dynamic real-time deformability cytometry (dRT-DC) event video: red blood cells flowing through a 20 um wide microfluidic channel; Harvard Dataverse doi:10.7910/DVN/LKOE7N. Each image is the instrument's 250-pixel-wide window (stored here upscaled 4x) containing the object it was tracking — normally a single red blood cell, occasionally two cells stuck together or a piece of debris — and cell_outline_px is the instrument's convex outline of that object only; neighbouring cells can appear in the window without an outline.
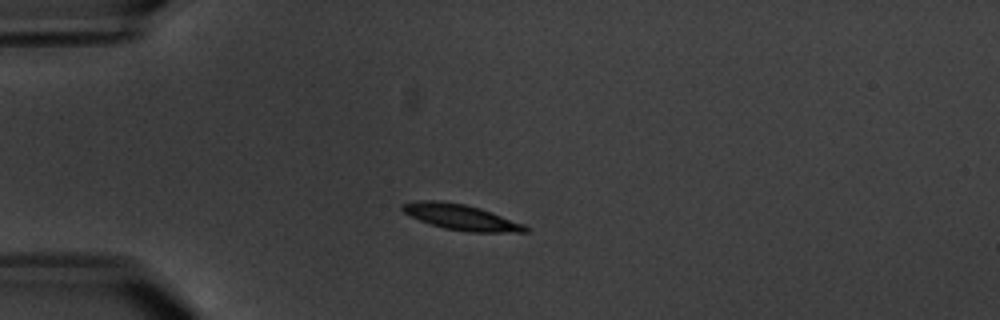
{"species": "common noctule bat (a hibernating species)", "species_latin": "Nyctalus noctula", "temperature_condition": "warm", "stored_images_in_passage": 7, "camera_frame_rate_fps": 3000, "um_per_image_px": 0.085, "animal": {"sex": "male", "body_mass_g": 20.1, "forearm_length_mm": 53.5}, "frame": {"image": 1, "passage_image": 3, "time_ms": 2.333, "image_size_px": [1000, 320], "cell_outline_px": [[528, 232], [468, 232], [444, 228], [420, 220], [404, 212], [400, 208], [400, 204], [424, 200], [440, 200], [464, 204], [492, 212], [524, 224], [528, 228]], "centroid_in_image_um": [39.19, 18.45], "position_along_channel_um": 45.8, "area_um2": 18.15}}
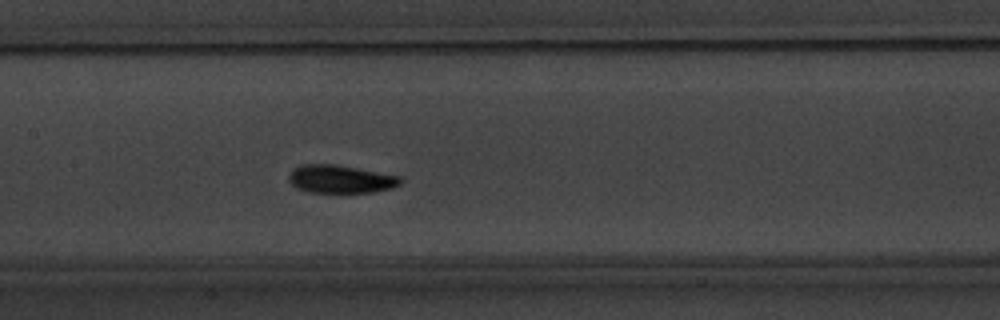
{"frame": {"image": 2, "passage_image": 7, "time_ms": 7.0, "image_size_px": [1000, 320], "cell_outline_px": [[404, 180], [400, 184], [392, 188], [376, 192], [308, 192], [296, 188], [288, 180], [288, 176], [292, 168], [300, 164], [336, 164], [400, 176]], "centroid_in_image_um": [28.93, 15.21], "position_along_channel_um": 178.5, "area_um2": 18.44}}